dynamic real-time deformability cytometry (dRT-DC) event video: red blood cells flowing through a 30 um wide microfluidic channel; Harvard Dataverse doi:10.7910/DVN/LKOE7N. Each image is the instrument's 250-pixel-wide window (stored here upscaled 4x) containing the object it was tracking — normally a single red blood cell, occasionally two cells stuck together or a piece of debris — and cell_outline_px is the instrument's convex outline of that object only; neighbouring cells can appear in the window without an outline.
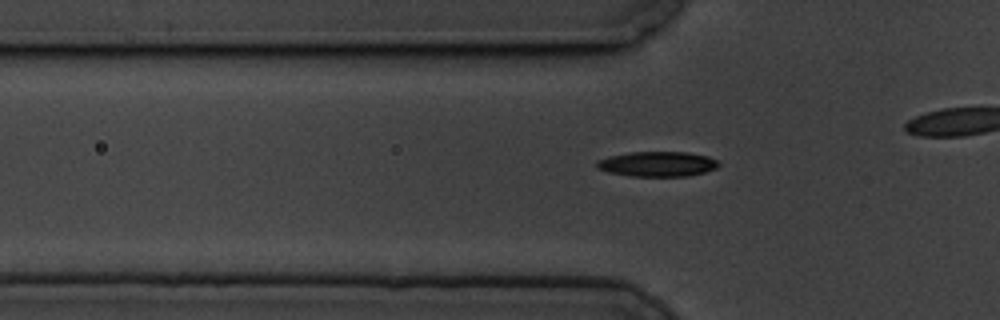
{"species": "common noctule bat (a hibernating species)", "species_latin": "Nyctalus noctula", "temperature_condition": "cold", "stored_images_in_passage": 47, "camera_frame_rate_fps": 3000, "um_per_image_px": 0.085, "animal": {"sex": "male", "body_mass_g": 19.5, "forearm_length_mm": 54.6}, "frame": {"image": 1, "passage_image": 19, "time_ms": 6.0, "image_size_px": [1000, 320], "cell_outline_px": [[720, 164], [716, 168], [704, 172], [684, 176], [632, 176], [608, 172], [596, 168], [596, 160], [608, 156], [628, 152], [688, 152], [708, 156], [716, 160]], "centroid_in_image_um": [55.84, 13.93], "position_along_channel_um": 70.0, "area_um2": 17.8}}
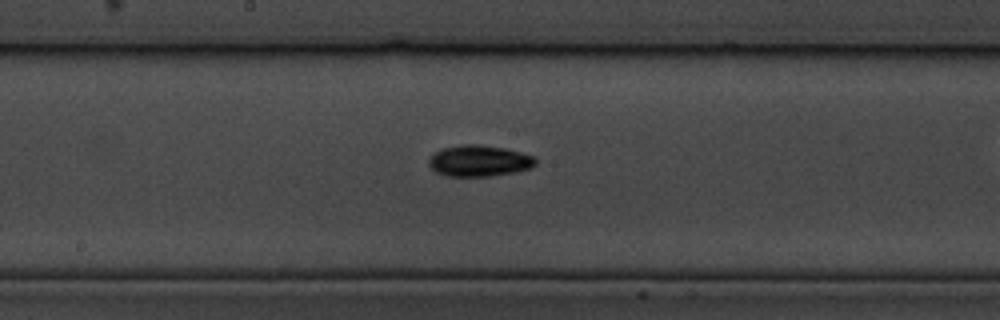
{"frame": {"image": 2, "passage_image": 31, "time_ms": 10.0, "image_size_px": [1000, 320], "cell_outline_px": [[536, 164], [532, 168], [516, 172], [492, 176], [444, 176], [436, 172], [428, 164], [428, 160], [440, 148], [460, 144], [476, 144], [504, 148], [520, 152], [532, 156], [536, 160]], "centroid_in_image_um": [40.71, 13.67], "position_along_channel_um": 207.5, "area_um2": 19.54}}
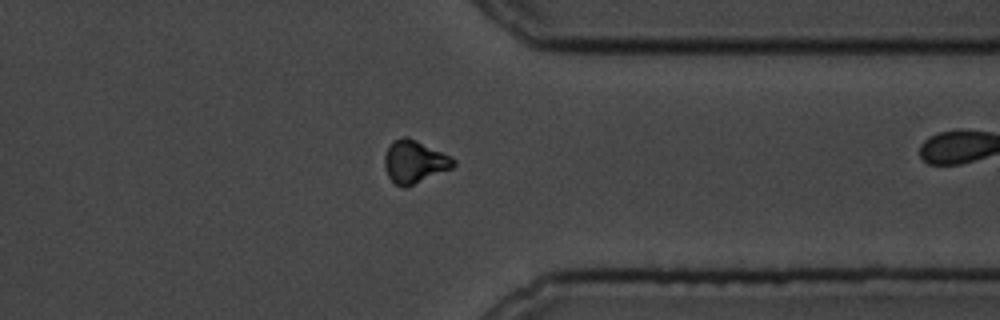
{"frame": {"image": 3, "passage_image": 46, "time_ms": 15.0, "image_size_px": [1000, 320], "cell_outline_px": [[456, 164], [452, 168], [404, 188], [396, 184], [388, 176], [384, 164], [384, 156], [392, 140], [404, 136], [408, 136], [456, 160]], "centroid_in_image_um": [35.2, 13.74], "position_along_channel_um": 376.2, "area_um2": 16.82}}